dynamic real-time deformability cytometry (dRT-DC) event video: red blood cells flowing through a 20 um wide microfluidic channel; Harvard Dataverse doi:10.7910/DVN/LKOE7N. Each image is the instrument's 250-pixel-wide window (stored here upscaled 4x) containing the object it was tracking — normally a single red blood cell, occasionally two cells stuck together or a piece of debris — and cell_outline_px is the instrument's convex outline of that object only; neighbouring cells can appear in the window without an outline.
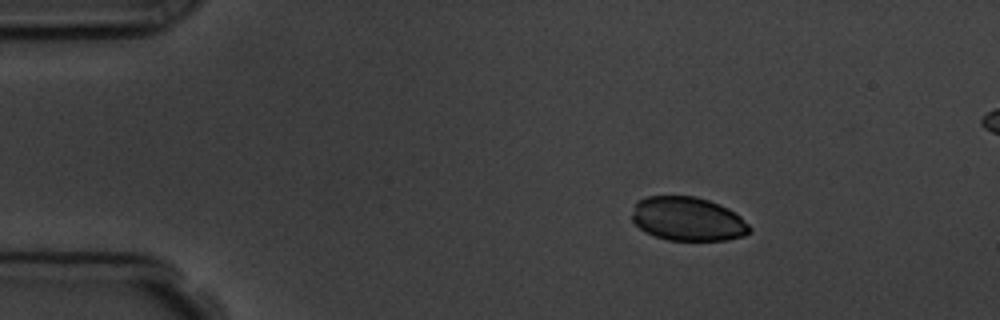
{"species": "common noctule bat (a hibernating species)", "species_latin": "Nyctalus noctula", "temperature_condition": "room temperature", "stored_images_in_passage": 4, "camera_frame_rate_fps": 3000, "um_per_image_px": 0.085, "animal": {"sex": "male", "body_mass_g": 19.5, "forearm_length_mm": 54.6}, "frame": {"image": 1, "passage_image": 1, "time_ms": 0.0, "image_size_px": [1000, 320], "cell_outline_px": [[752, 228], [744, 236], [728, 240], [668, 240], [656, 236], [640, 228], [632, 220], [632, 212], [636, 200], [648, 196], [696, 196], [720, 204], [736, 212]], "centroid_in_image_um": [58.47, 18.6], "position_along_channel_um": 26.5, "area_um2": 30.11}}